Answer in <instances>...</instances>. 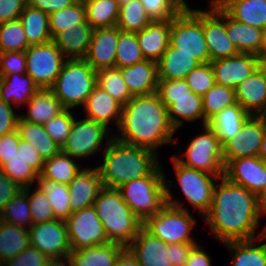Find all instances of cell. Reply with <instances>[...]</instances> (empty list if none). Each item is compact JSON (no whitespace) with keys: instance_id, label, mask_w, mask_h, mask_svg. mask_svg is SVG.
<instances>
[{"instance_id":"1","label":"cell","mask_w":266,"mask_h":266,"mask_svg":"<svg viewBox=\"0 0 266 266\" xmlns=\"http://www.w3.org/2000/svg\"><path fill=\"white\" fill-rule=\"evenodd\" d=\"M262 215L257 195L223 176L215 184L210 210L203 218L211 229V235L225 243L264 235L266 225L255 235Z\"/></svg>"},{"instance_id":"2","label":"cell","mask_w":266,"mask_h":266,"mask_svg":"<svg viewBox=\"0 0 266 266\" xmlns=\"http://www.w3.org/2000/svg\"><path fill=\"white\" fill-rule=\"evenodd\" d=\"M118 134L113 137L128 145L150 149L158 154L164 144H173L176 129L170 122L168 109L158 94L133 96L122 107Z\"/></svg>"},{"instance_id":"3","label":"cell","mask_w":266,"mask_h":266,"mask_svg":"<svg viewBox=\"0 0 266 266\" xmlns=\"http://www.w3.org/2000/svg\"><path fill=\"white\" fill-rule=\"evenodd\" d=\"M105 143L103 162L97 167L105 188L117 189L131 180L148 176L160 163L154 151L112 138Z\"/></svg>"},{"instance_id":"4","label":"cell","mask_w":266,"mask_h":266,"mask_svg":"<svg viewBox=\"0 0 266 266\" xmlns=\"http://www.w3.org/2000/svg\"><path fill=\"white\" fill-rule=\"evenodd\" d=\"M93 206L111 243L127 247L143 227L117 189L104 187Z\"/></svg>"},{"instance_id":"5","label":"cell","mask_w":266,"mask_h":266,"mask_svg":"<svg viewBox=\"0 0 266 266\" xmlns=\"http://www.w3.org/2000/svg\"><path fill=\"white\" fill-rule=\"evenodd\" d=\"M164 177L166 205L155 215L149 217L143 223V227L166 244L198 243L191 236V230L196 225L194 216L183 203L174 199L170 188L173 186L176 188L177 185H172L171 180H166V176Z\"/></svg>"},{"instance_id":"6","label":"cell","mask_w":266,"mask_h":266,"mask_svg":"<svg viewBox=\"0 0 266 266\" xmlns=\"http://www.w3.org/2000/svg\"><path fill=\"white\" fill-rule=\"evenodd\" d=\"M163 170L159 164L148 176L131 180L117 188L124 202L143 223L166 205Z\"/></svg>"},{"instance_id":"7","label":"cell","mask_w":266,"mask_h":266,"mask_svg":"<svg viewBox=\"0 0 266 266\" xmlns=\"http://www.w3.org/2000/svg\"><path fill=\"white\" fill-rule=\"evenodd\" d=\"M96 85V71L85 59H67L50 90L65 109H74L85 105Z\"/></svg>"},{"instance_id":"8","label":"cell","mask_w":266,"mask_h":266,"mask_svg":"<svg viewBox=\"0 0 266 266\" xmlns=\"http://www.w3.org/2000/svg\"><path fill=\"white\" fill-rule=\"evenodd\" d=\"M170 44L180 52L193 55L200 63H210L203 31V10L187 5L171 20Z\"/></svg>"},{"instance_id":"9","label":"cell","mask_w":266,"mask_h":266,"mask_svg":"<svg viewBox=\"0 0 266 266\" xmlns=\"http://www.w3.org/2000/svg\"><path fill=\"white\" fill-rule=\"evenodd\" d=\"M204 132L194 136L187 144L184 155L173 157L182 165L217 176H224V160L222 146L218 137L208 126H202ZM184 157L186 159H184Z\"/></svg>"},{"instance_id":"10","label":"cell","mask_w":266,"mask_h":266,"mask_svg":"<svg viewBox=\"0 0 266 266\" xmlns=\"http://www.w3.org/2000/svg\"><path fill=\"white\" fill-rule=\"evenodd\" d=\"M26 74L40 89H50L56 81L67 58L53 40L31 45L25 50Z\"/></svg>"},{"instance_id":"11","label":"cell","mask_w":266,"mask_h":266,"mask_svg":"<svg viewBox=\"0 0 266 266\" xmlns=\"http://www.w3.org/2000/svg\"><path fill=\"white\" fill-rule=\"evenodd\" d=\"M171 161L173 162L174 171L183 196L194 207V210H198L203 218L210 210L214 187L220 178L186 167L180 164L173 156Z\"/></svg>"},{"instance_id":"12","label":"cell","mask_w":266,"mask_h":266,"mask_svg":"<svg viewBox=\"0 0 266 266\" xmlns=\"http://www.w3.org/2000/svg\"><path fill=\"white\" fill-rule=\"evenodd\" d=\"M112 131L94 120L87 118L77 120L75 117L62 152L76 160L92 156L101 147L104 139L109 142L113 138Z\"/></svg>"},{"instance_id":"13","label":"cell","mask_w":266,"mask_h":266,"mask_svg":"<svg viewBox=\"0 0 266 266\" xmlns=\"http://www.w3.org/2000/svg\"><path fill=\"white\" fill-rule=\"evenodd\" d=\"M65 222L71 251L109 243L94 206L73 212Z\"/></svg>"},{"instance_id":"14","label":"cell","mask_w":266,"mask_h":266,"mask_svg":"<svg viewBox=\"0 0 266 266\" xmlns=\"http://www.w3.org/2000/svg\"><path fill=\"white\" fill-rule=\"evenodd\" d=\"M30 245L48 258L69 257L71 253L67 226L64 220L54 219L35 223L29 228Z\"/></svg>"},{"instance_id":"15","label":"cell","mask_w":266,"mask_h":266,"mask_svg":"<svg viewBox=\"0 0 266 266\" xmlns=\"http://www.w3.org/2000/svg\"><path fill=\"white\" fill-rule=\"evenodd\" d=\"M266 131V117L251 115L241 130L222 146L224 166L242 157L258 156Z\"/></svg>"},{"instance_id":"16","label":"cell","mask_w":266,"mask_h":266,"mask_svg":"<svg viewBox=\"0 0 266 266\" xmlns=\"http://www.w3.org/2000/svg\"><path fill=\"white\" fill-rule=\"evenodd\" d=\"M203 31L210 61L239 54L227 35L226 12L220 6H209L203 11Z\"/></svg>"},{"instance_id":"17","label":"cell","mask_w":266,"mask_h":266,"mask_svg":"<svg viewBox=\"0 0 266 266\" xmlns=\"http://www.w3.org/2000/svg\"><path fill=\"white\" fill-rule=\"evenodd\" d=\"M215 83L235 89L247 76L254 73L263 62L258 55L239 53L238 55L210 61Z\"/></svg>"},{"instance_id":"18","label":"cell","mask_w":266,"mask_h":266,"mask_svg":"<svg viewBox=\"0 0 266 266\" xmlns=\"http://www.w3.org/2000/svg\"><path fill=\"white\" fill-rule=\"evenodd\" d=\"M224 177L258 196L266 184V162L258 156L237 158L224 166Z\"/></svg>"},{"instance_id":"19","label":"cell","mask_w":266,"mask_h":266,"mask_svg":"<svg viewBox=\"0 0 266 266\" xmlns=\"http://www.w3.org/2000/svg\"><path fill=\"white\" fill-rule=\"evenodd\" d=\"M236 102L250 115L266 114V65L263 63L235 89Z\"/></svg>"},{"instance_id":"20","label":"cell","mask_w":266,"mask_h":266,"mask_svg":"<svg viewBox=\"0 0 266 266\" xmlns=\"http://www.w3.org/2000/svg\"><path fill=\"white\" fill-rule=\"evenodd\" d=\"M118 39L119 28L117 26L93 29L91 43L84 59L95 71L114 68Z\"/></svg>"},{"instance_id":"21","label":"cell","mask_w":266,"mask_h":266,"mask_svg":"<svg viewBox=\"0 0 266 266\" xmlns=\"http://www.w3.org/2000/svg\"><path fill=\"white\" fill-rule=\"evenodd\" d=\"M68 186L72 213L93 206L99 192L104 188L97 167L83 168Z\"/></svg>"},{"instance_id":"22","label":"cell","mask_w":266,"mask_h":266,"mask_svg":"<svg viewBox=\"0 0 266 266\" xmlns=\"http://www.w3.org/2000/svg\"><path fill=\"white\" fill-rule=\"evenodd\" d=\"M127 248L136 257L140 266H172L167 258V244L153 236L144 227Z\"/></svg>"},{"instance_id":"23","label":"cell","mask_w":266,"mask_h":266,"mask_svg":"<svg viewBox=\"0 0 266 266\" xmlns=\"http://www.w3.org/2000/svg\"><path fill=\"white\" fill-rule=\"evenodd\" d=\"M119 69L132 96L149 95L157 91L159 82L157 62L144 59L132 66Z\"/></svg>"},{"instance_id":"24","label":"cell","mask_w":266,"mask_h":266,"mask_svg":"<svg viewBox=\"0 0 266 266\" xmlns=\"http://www.w3.org/2000/svg\"><path fill=\"white\" fill-rule=\"evenodd\" d=\"M168 109L173 127L178 131L183 122L201 120V126L207 125L204 118L202 96L189 92V96L159 97Z\"/></svg>"},{"instance_id":"25","label":"cell","mask_w":266,"mask_h":266,"mask_svg":"<svg viewBox=\"0 0 266 266\" xmlns=\"http://www.w3.org/2000/svg\"><path fill=\"white\" fill-rule=\"evenodd\" d=\"M83 107L86 113L85 118L94 120L106 128H109L110 121L115 120L114 123L118 128L123 105L98 85L90 93Z\"/></svg>"},{"instance_id":"26","label":"cell","mask_w":266,"mask_h":266,"mask_svg":"<svg viewBox=\"0 0 266 266\" xmlns=\"http://www.w3.org/2000/svg\"><path fill=\"white\" fill-rule=\"evenodd\" d=\"M171 20L152 21L137 32V40L143 57L158 62L170 45Z\"/></svg>"},{"instance_id":"27","label":"cell","mask_w":266,"mask_h":266,"mask_svg":"<svg viewBox=\"0 0 266 266\" xmlns=\"http://www.w3.org/2000/svg\"><path fill=\"white\" fill-rule=\"evenodd\" d=\"M93 28L88 22L65 28L52 40L67 59H84L91 43Z\"/></svg>"},{"instance_id":"28","label":"cell","mask_w":266,"mask_h":266,"mask_svg":"<svg viewBox=\"0 0 266 266\" xmlns=\"http://www.w3.org/2000/svg\"><path fill=\"white\" fill-rule=\"evenodd\" d=\"M40 90L33 79L27 74L14 73L0 76V99L12 106L20 107Z\"/></svg>"},{"instance_id":"29","label":"cell","mask_w":266,"mask_h":266,"mask_svg":"<svg viewBox=\"0 0 266 266\" xmlns=\"http://www.w3.org/2000/svg\"><path fill=\"white\" fill-rule=\"evenodd\" d=\"M250 116L240 104L236 103L213 116L207 125L213 130L221 146H223L241 130L242 125Z\"/></svg>"},{"instance_id":"30","label":"cell","mask_w":266,"mask_h":266,"mask_svg":"<svg viewBox=\"0 0 266 266\" xmlns=\"http://www.w3.org/2000/svg\"><path fill=\"white\" fill-rule=\"evenodd\" d=\"M219 6L238 22L266 28V0H224Z\"/></svg>"},{"instance_id":"31","label":"cell","mask_w":266,"mask_h":266,"mask_svg":"<svg viewBox=\"0 0 266 266\" xmlns=\"http://www.w3.org/2000/svg\"><path fill=\"white\" fill-rule=\"evenodd\" d=\"M199 64L193 55L180 52L170 44L157 62L159 80L185 79Z\"/></svg>"},{"instance_id":"32","label":"cell","mask_w":266,"mask_h":266,"mask_svg":"<svg viewBox=\"0 0 266 266\" xmlns=\"http://www.w3.org/2000/svg\"><path fill=\"white\" fill-rule=\"evenodd\" d=\"M27 114H19L22 120L43 125L65 110L50 89H40L26 104Z\"/></svg>"},{"instance_id":"33","label":"cell","mask_w":266,"mask_h":266,"mask_svg":"<svg viewBox=\"0 0 266 266\" xmlns=\"http://www.w3.org/2000/svg\"><path fill=\"white\" fill-rule=\"evenodd\" d=\"M125 247L117 243H106L71 251V266H114Z\"/></svg>"},{"instance_id":"34","label":"cell","mask_w":266,"mask_h":266,"mask_svg":"<svg viewBox=\"0 0 266 266\" xmlns=\"http://www.w3.org/2000/svg\"><path fill=\"white\" fill-rule=\"evenodd\" d=\"M227 35L239 51L258 55L262 44L263 30L238 22L226 13Z\"/></svg>"},{"instance_id":"35","label":"cell","mask_w":266,"mask_h":266,"mask_svg":"<svg viewBox=\"0 0 266 266\" xmlns=\"http://www.w3.org/2000/svg\"><path fill=\"white\" fill-rule=\"evenodd\" d=\"M264 239L266 233L250 240L225 242L224 245L232 254L233 266H266V242L256 245L257 240L259 242Z\"/></svg>"},{"instance_id":"36","label":"cell","mask_w":266,"mask_h":266,"mask_svg":"<svg viewBox=\"0 0 266 266\" xmlns=\"http://www.w3.org/2000/svg\"><path fill=\"white\" fill-rule=\"evenodd\" d=\"M16 130L20 139L32 144L44 160L62 151V148L46 132L44 125L34 124L19 117Z\"/></svg>"},{"instance_id":"37","label":"cell","mask_w":266,"mask_h":266,"mask_svg":"<svg viewBox=\"0 0 266 266\" xmlns=\"http://www.w3.org/2000/svg\"><path fill=\"white\" fill-rule=\"evenodd\" d=\"M19 19L23 24L29 46L40 45L52 40L48 14L26 5Z\"/></svg>"},{"instance_id":"38","label":"cell","mask_w":266,"mask_h":266,"mask_svg":"<svg viewBox=\"0 0 266 266\" xmlns=\"http://www.w3.org/2000/svg\"><path fill=\"white\" fill-rule=\"evenodd\" d=\"M30 246L29 229L0 219V258H14Z\"/></svg>"},{"instance_id":"39","label":"cell","mask_w":266,"mask_h":266,"mask_svg":"<svg viewBox=\"0 0 266 266\" xmlns=\"http://www.w3.org/2000/svg\"><path fill=\"white\" fill-rule=\"evenodd\" d=\"M35 183H37L38 187L46 194L54 217L66 221L72 214L69 186L64 183H57L44 178L40 174Z\"/></svg>"},{"instance_id":"40","label":"cell","mask_w":266,"mask_h":266,"mask_svg":"<svg viewBox=\"0 0 266 266\" xmlns=\"http://www.w3.org/2000/svg\"><path fill=\"white\" fill-rule=\"evenodd\" d=\"M76 162L75 158L61 151L56 156L44 161L40 175L54 182L68 185L83 169Z\"/></svg>"},{"instance_id":"41","label":"cell","mask_w":266,"mask_h":266,"mask_svg":"<svg viewBox=\"0 0 266 266\" xmlns=\"http://www.w3.org/2000/svg\"><path fill=\"white\" fill-rule=\"evenodd\" d=\"M0 169L23 189L32 187L39 177V173L25 161L24 140L21 139L18 150Z\"/></svg>"},{"instance_id":"42","label":"cell","mask_w":266,"mask_h":266,"mask_svg":"<svg viewBox=\"0 0 266 266\" xmlns=\"http://www.w3.org/2000/svg\"><path fill=\"white\" fill-rule=\"evenodd\" d=\"M87 22L93 28H110L117 25L120 6L117 0H99L87 3Z\"/></svg>"},{"instance_id":"43","label":"cell","mask_w":266,"mask_h":266,"mask_svg":"<svg viewBox=\"0 0 266 266\" xmlns=\"http://www.w3.org/2000/svg\"><path fill=\"white\" fill-rule=\"evenodd\" d=\"M30 211L27 187L22 189L6 204L0 219L13 225L29 229L33 225Z\"/></svg>"},{"instance_id":"44","label":"cell","mask_w":266,"mask_h":266,"mask_svg":"<svg viewBox=\"0 0 266 266\" xmlns=\"http://www.w3.org/2000/svg\"><path fill=\"white\" fill-rule=\"evenodd\" d=\"M152 22L140 0H130L120 6L117 27L121 31L140 32Z\"/></svg>"},{"instance_id":"45","label":"cell","mask_w":266,"mask_h":266,"mask_svg":"<svg viewBox=\"0 0 266 266\" xmlns=\"http://www.w3.org/2000/svg\"><path fill=\"white\" fill-rule=\"evenodd\" d=\"M83 22H87L86 7L78 1H75L71 6L51 13L49 26L52 39L65 28L77 27V24Z\"/></svg>"},{"instance_id":"46","label":"cell","mask_w":266,"mask_h":266,"mask_svg":"<svg viewBox=\"0 0 266 266\" xmlns=\"http://www.w3.org/2000/svg\"><path fill=\"white\" fill-rule=\"evenodd\" d=\"M203 112L205 121L220 113L224 108L236 104L235 90L215 83L203 96Z\"/></svg>"},{"instance_id":"47","label":"cell","mask_w":266,"mask_h":266,"mask_svg":"<svg viewBox=\"0 0 266 266\" xmlns=\"http://www.w3.org/2000/svg\"><path fill=\"white\" fill-rule=\"evenodd\" d=\"M96 74L97 85L122 105H125L133 97L122 79L119 68L99 69Z\"/></svg>"},{"instance_id":"48","label":"cell","mask_w":266,"mask_h":266,"mask_svg":"<svg viewBox=\"0 0 266 266\" xmlns=\"http://www.w3.org/2000/svg\"><path fill=\"white\" fill-rule=\"evenodd\" d=\"M144 59L137 40V33L121 31L119 29L115 67H129Z\"/></svg>"},{"instance_id":"49","label":"cell","mask_w":266,"mask_h":266,"mask_svg":"<svg viewBox=\"0 0 266 266\" xmlns=\"http://www.w3.org/2000/svg\"><path fill=\"white\" fill-rule=\"evenodd\" d=\"M29 47L19 18L0 24V52H24Z\"/></svg>"},{"instance_id":"50","label":"cell","mask_w":266,"mask_h":266,"mask_svg":"<svg viewBox=\"0 0 266 266\" xmlns=\"http://www.w3.org/2000/svg\"><path fill=\"white\" fill-rule=\"evenodd\" d=\"M152 21L172 20L188 4L183 0H140Z\"/></svg>"},{"instance_id":"51","label":"cell","mask_w":266,"mask_h":266,"mask_svg":"<svg viewBox=\"0 0 266 266\" xmlns=\"http://www.w3.org/2000/svg\"><path fill=\"white\" fill-rule=\"evenodd\" d=\"M74 118L71 109H65L58 116L43 124L46 132L61 148L66 144L70 135Z\"/></svg>"},{"instance_id":"52","label":"cell","mask_w":266,"mask_h":266,"mask_svg":"<svg viewBox=\"0 0 266 266\" xmlns=\"http://www.w3.org/2000/svg\"><path fill=\"white\" fill-rule=\"evenodd\" d=\"M190 90L197 95L203 96L215 85V77L210 63H201L190 71L184 79Z\"/></svg>"},{"instance_id":"53","label":"cell","mask_w":266,"mask_h":266,"mask_svg":"<svg viewBox=\"0 0 266 266\" xmlns=\"http://www.w3.org/2000/svg\"><path fill=\"white\" fill-rule=\"evenodd\" d=\"M30 188L31 187H28V201L31 210L32 223H43L56 219L44 191L36 186L34 192L31 194Z\"/></svg>"},{"instance_id":"54","label":"cell","mask_w":266,"mask_h":266,"mask_svg":"<svg viewBox=\"0 0 266 266\" xmlns=\"http://www.w3.org/2000/svg\"><path fill=\"white\" fill-rule=\"evenodd\" d=\"M14 73L26 74V54L24 52H0V76Z\"/></svg>"},{"instance_id":"55","label":"cell","mask_w":266,"mask_h":266,"mask_svg":"<svg viewBox=\"0 0 266 266\" xmlns=\"http://www.w3.org/2000/svg\"><path fill=\"white\" fill-rule=\"evenodd\" d=\"M48 257L34 246H29L12 259L5 261V266H44Z\"/></svg>"},{"instance_id":"56","label":"cell","mask_w":266,"mask_h":266,"mask_svg":"<svg viewBox=\"0 0 266 266\" xmlns=\"http://www.w3.org/2000/svg\"><path fill=\"white\" fill-rule=\"evenodd\" d=\"M189 92L191 90L184 79L159 80L156 91L159 97L189 96Z\"/></svg>"},{"instance_id":"57","label":"cell","mask_w":266,"mask_h":266,"mask_svg":"<svg viewBox=\"0 0 266 266\" xmlns=\"http://www.w3.org/2000/svg\"><path fill=\"white\" fill-rule=\"evenodd\" d=\"M197 243L167 244V258L172 266H185L192 248Z\"/></svg>"},{"instance_id":"58","label":"cell","mask_w":266,"mask_h":266,"mask_svg":"<svg viewBox=\"0 0 266 266\" xmlns=\"http://www.w3.org/2000/svg\"><path fill=\"white\" fill-rule=\"evenodd\" d=\"M19 117L11 104L0 99V137L16 130Z\"/></svg>"},{"instance_id":"59","label":"cell","mask_w":266,"mask_h":266,"mask_svg":"<svg viewBox=\"0 0 266 266\" xmlns=\"http://www.w3.org/2000/svg\"><path fill=\"white\" fill-rule=\"evenodd\" d=\"M20 136L17 130L0 137V168L18 150Z\"/></svg>"},{"instance_id":"60","label":"cell","mask_w":266,"mask_h":266,"mask_svg":"<svg viewBox=\"0 0 266 266\" xmlns=\"http://www.w3.org/2000/svg\"><path fill=\"white\" fill-rule=\"evenodd\" d=\"M23 188L11 180L0 169V216L5 209L6 204Z\"/></svg>"},{"instance_id":"61","label":"cell","mask_w":266,"mask_h":266,"mask_svg":"<svg viewBox=\"0 0 266 266\" xmlns=\"http://www.w3.org/2000/svg\"><path fill=\"white\" fill-rule=\"evenodd\" d=\"M27 0H0V24L20 17Z\"/></svg>"},{"instance_id":"62","label":"cell","mask_w":266,"mask_h":266,"mask_svg":"<svg viewBox=\"0 0 266 266\" xmlns=\"http://www.w3.org/2000/svg\"><path fill=\"white\" fill-rule=\"evenodd\" d=\"M76 0H27V5L36 9H40L44 13L50 15L53 12L71 6Z\"/></svg>"},{"instance_id":"63","label":"cell","mask_w":266,"mask_h":266,"mask_svg":"<svg viewBox=\"0 0 266 266\" xmlns=\"http://www.w3.org/2000/svg\"><path fill=\"white\" fill-rule=\"evenodd\" d=\"M211 262L210 256L203 250L201 245L197 243L192 248L185 266H212Z\"/></svg>"},{"instance_id":"64","label":"cell","mask_w":266,"mask_h":266,"mask_svg":"<svg viewBox=\"0 0 266 266\" xmlns=\"http://www.w3.org/2000/svg\"><path fill=\"white\" fill-rule=\"evenodd\" d=\"M24 156L27 164L33 167L40 174L45 160L34 148V146L27 141H24Z\"/></svg>"},{"instance_id":"65","label":"cell","mask_w":266,"mask_h":266,"mask_svg":"<svg viewBox=\"0 0 266 266\" xmlns=\"http://www.w3.org/2000/svg\"><path fill=\"white\" fill-rule=\"evenodd\" d=\"M114 266H140L136 257L125 247L118 255Z\"/></svg>"},{"instance_id":"66","label":"cell","mask_w":266,"mask_h":266,"mask_svg":"<svg viewBox=\"0 0 266 266\" xmlns=\"http://www.w3.org/2000/svg\"><path fill=\"white\" fill-rule=\"evenodd\" d=\"M44 266H71L69 257L49 258Z\"/></svg>"},{"instance_id":"67","label":"cell","mask_w":266,"mask_h":266,"mask_svg":"<svg viewBox=\"0 0 266 266\" xmlns=\"http://www.w3.org/2000/svg\"><path fill=\"white\" fill-rule=\"evenodd\" d=\"M258 205L261 213L266 216V184L260 194L257 196Z\"/></svg>"},{"instance_id":"68","label":"cell","mask_w":266,"mask_h":266,"mask_svg":"<svg viewBox=\"0 0 266 266\" xmlns=\"http://www.w3.org/2000/svg\"><path fill=\"white\" fill-rule=\"evenodd\" d=\"M260 59L264 63L266 61V28L263 30L262 44L260 49Z\"/></svg>"},{"instance_id":"69","label":"cell","mask_w":266,"mask_h":266,"mask_svg":"<svg viewBox=\"0 0 266 266\" xmlns=\"http://www.w3.org/2000/svg\"><path fill=\"white\" fill-rule=\"evenodd\" d=\"M258 157H260L263 161L266 162V131L259 149Z\"/></svg>"},{"instance_id":"70","label":"cell","mask_w":266,"mask_h":266,"mask_svg":"<svg viewBox=\"0 0 266 266\" xmlns=\"http://www.w3.org/2000/svg\"><path fill=\"white\" fill-rule=\"evenodd\" d=\"M224 0H211L210 6H219Z\"/></svg>"},{"instance_id":"71","label":"cell","mask_w":266,"mask_h":266,"mask_svg":"<svg viewBox=\"0 0 266 266\" xmlns=\"http://www.w3.org/2000/svg\"><path fill=\"white\" fill-rule=\"evenodd\" d=\"M78 2H81L82 4L86 5L87 3H92L99 0H76Z\"/></svg>"},{"instance_id":"72","label":"cell","mask_w":266,"mask_h":266,"mask_svg":"<svg viewBox=\"0 0 266 266\" xmlns=\"http://www.w3.org/2000/svg\"><path fill=\"white\" fill-rule=\"evenodd\" d=\"M130 0H117L119 6L125 5L129 2Z\"/></svg>"},{"instance_id":"73","label":"cell","mask_w":266,"mask_h":266,"mask_svg":"<svg viewBox=\"0 0 266 266\" xmlns=\"http://www.w3.org/2000/svg\"><path fill=\"white\" fill-rule=\"evenodd\" d=\"M0 266H5V261L0 258Z\"/></svg>"}]
</instances>
